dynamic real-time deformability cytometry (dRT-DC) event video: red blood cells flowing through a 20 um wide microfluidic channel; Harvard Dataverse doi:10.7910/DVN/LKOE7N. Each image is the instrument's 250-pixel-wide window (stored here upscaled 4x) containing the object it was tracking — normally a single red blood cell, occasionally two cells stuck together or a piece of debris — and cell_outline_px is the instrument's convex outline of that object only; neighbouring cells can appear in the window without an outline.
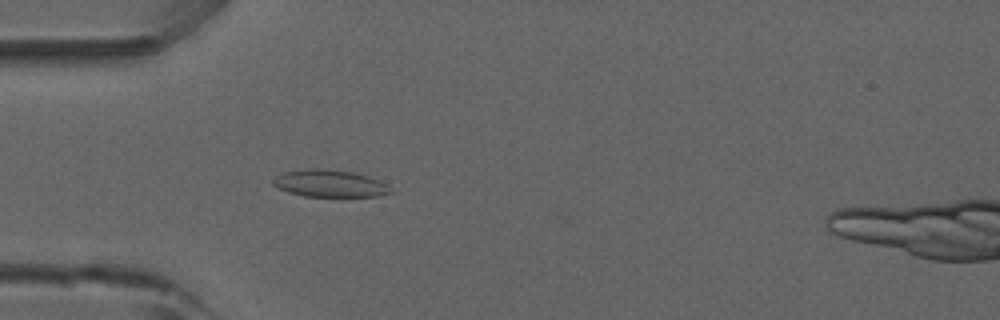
{"species": "common noctule bat (a hibernating species)", "species_latin": "Nyctalus noctula", "temperature_condition": "room temperature", "stored_images_in_passage": 54, "camera_frame_rate_fps": 3000, "um_per_image_px": 0.085, "animal": {"sex": "male", "forearm_length_mm": 52.5}, "frame": {"image": 1, "passage_image": 16, "time_ms": 5.0, "image_size_px": [1000, 320], "cell_outline_px": [[392, 192], [376, 196], [304, 196], [288, 192], [272, 184], [272, 180], [276, 176], [284, 172], [308, 168], [316, 168], [352, 172], [368, 176], [392, 188]], "centroid_in_image_um": [27.99, 15.59], "position_along_channel_um": 57.0, "area_um2": 18.26}}
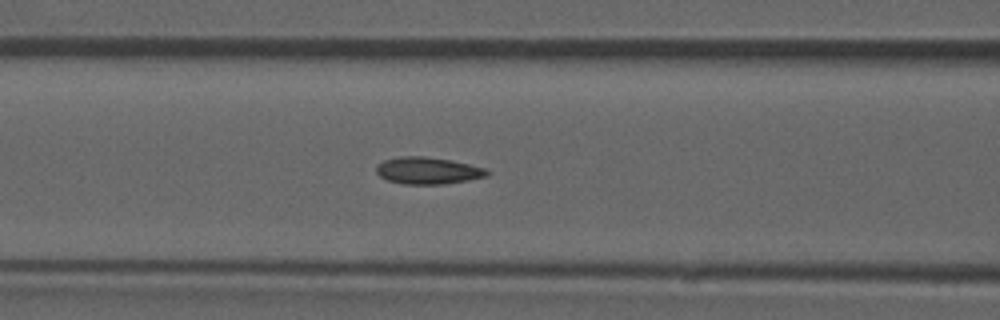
{"frame": {"image": 2, "passage_image": 22, "time_ms": 7.0, "image_size_px": [1000, 320], "cell_outline_px": [[492, 172], [488, 176], [468, 180], [444, 184], [404, 184], [388, 180], [380, 176], [376, 172], [376, 164], [384, 160], [400, 156], [424, 156], [452, 160], [484, 168]], "centroid_in_image_um": [36.37, 14.5], "position_along_channel_um": 130.2, "area_um2": 17.46}}
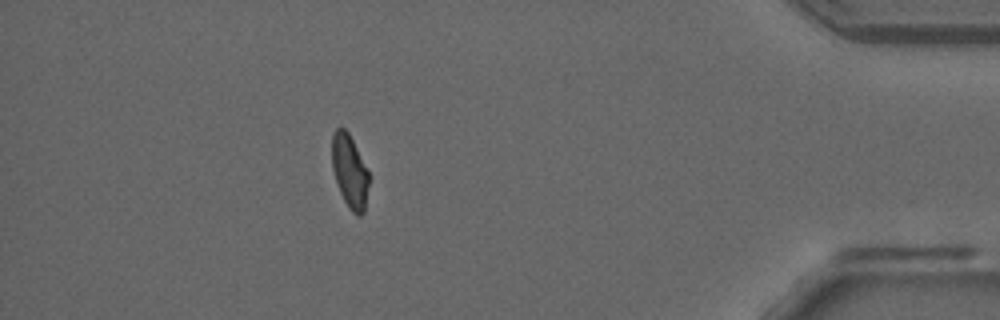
{"frame": {"image": 3, "passage_image": 47, "time_ms": 15.333, "image_size_px": [1000, 320], "cell_outline_px": [[368, 184], [364, 212], [360, 216], [356, 216], [348, 208], [340, 192], [332, 168], [332, 132], [336, 128], [344, 128], [348, 132], [368, 172]], "centroid_in_image_um": [29.7, 14.57], "position_along_channel_um": 405.5, "area_um2": 15.49}, "authors_computed_cell_mechanics": {"area_um2": 16.8776, "velocity_mm_per_s": 3.9011, "shape_relaxation_time_tau1_ms": null, "shape_relaxation_time_tau2_ms": 1.5269, "deformation_change_tau1": null, "deformation_change_tau2": 0.058}}